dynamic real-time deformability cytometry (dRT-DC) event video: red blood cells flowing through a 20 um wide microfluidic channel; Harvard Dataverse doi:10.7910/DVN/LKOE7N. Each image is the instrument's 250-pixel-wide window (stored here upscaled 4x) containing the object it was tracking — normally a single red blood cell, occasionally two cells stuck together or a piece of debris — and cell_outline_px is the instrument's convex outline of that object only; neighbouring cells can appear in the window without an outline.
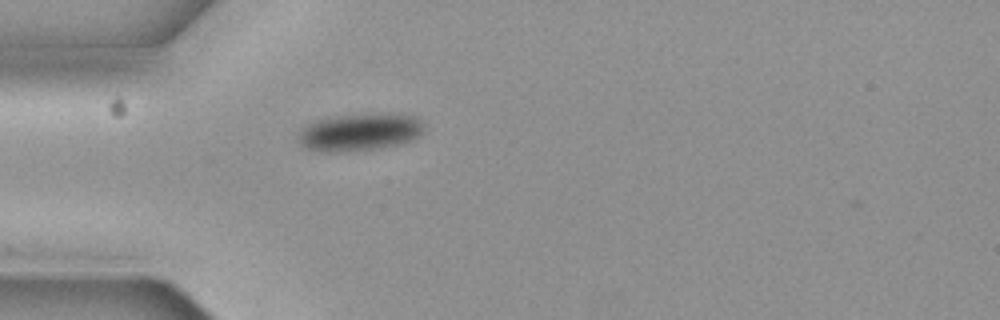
{"species": "common noctule bat (a hibernating species)", "species_latin": "Nyctalus noctula", "temperature_condition": "cold", "stored_images_in_passage": 1, "camera_frame_rate_fps": 3000, "um_per_image_px": 0.085, "animal": {"sex": "female", "body_mass_g": 19.3, "forearm_length_mm": 54.1}, "frame": {"image": 1, "passage_image": 1, "time_ms": 0.0, "image_size_px": [1000, 320], "cell_outline_px": [[424, 132], [420, 136], [412, 140], [400, 144], [376, 148], [340, 152], [324, 152], [308, 148], [300, 144], [296, 136], [300, 128], [312, 120], [328, 116], [368, 112], [392, 112], [416, 116], [424, 124]], "centroid_in_image_um": [30.57, 11.18], "position_along_channel_um": 54.4, "area_um2": 28.61}}